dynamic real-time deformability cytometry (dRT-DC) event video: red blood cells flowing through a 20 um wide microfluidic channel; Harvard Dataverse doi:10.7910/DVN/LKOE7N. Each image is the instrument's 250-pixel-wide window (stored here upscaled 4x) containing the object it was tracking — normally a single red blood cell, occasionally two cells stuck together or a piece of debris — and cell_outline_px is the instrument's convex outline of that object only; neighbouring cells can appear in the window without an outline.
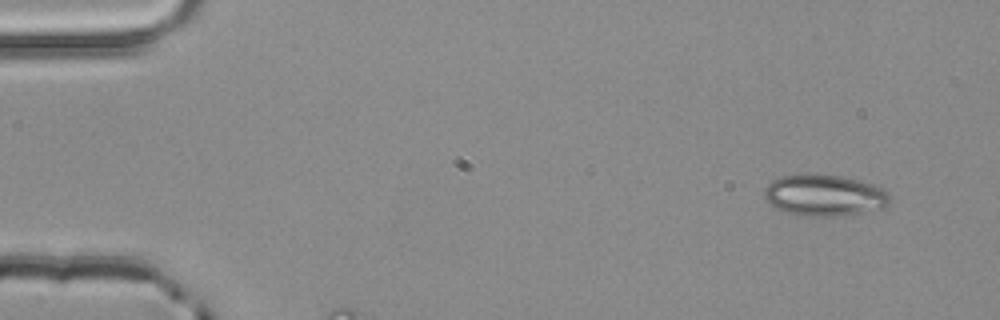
{"species": "common noctule bat (a hibernating species)", "species_latin": "Nyctalus noctula", "temperature_condition": "room temperature", "stored_images_in_passage": 4, "camera_frame_rate_fps": 3000, "um_per_image_px": 0.085, "animal": {"sex": "male", "body_mass_g": 20.4}, "frame": {"image": 1, "passage_image": 1, "time_ms": 0.0, "image_size_px": [1000, 320], "cell_outline_px": [[888, 204], [884, 208], [840, 216], [800, 216], [776, 208], [764, 196], [764, 188], [772, 180], [780, 176], [800, 172], [844, 176], [880, 184], [888, 192]], "centroid_in_image_um": [70.09, 16.56], "position_along_channel_um": 14.9, "area_um2": 30.98}}